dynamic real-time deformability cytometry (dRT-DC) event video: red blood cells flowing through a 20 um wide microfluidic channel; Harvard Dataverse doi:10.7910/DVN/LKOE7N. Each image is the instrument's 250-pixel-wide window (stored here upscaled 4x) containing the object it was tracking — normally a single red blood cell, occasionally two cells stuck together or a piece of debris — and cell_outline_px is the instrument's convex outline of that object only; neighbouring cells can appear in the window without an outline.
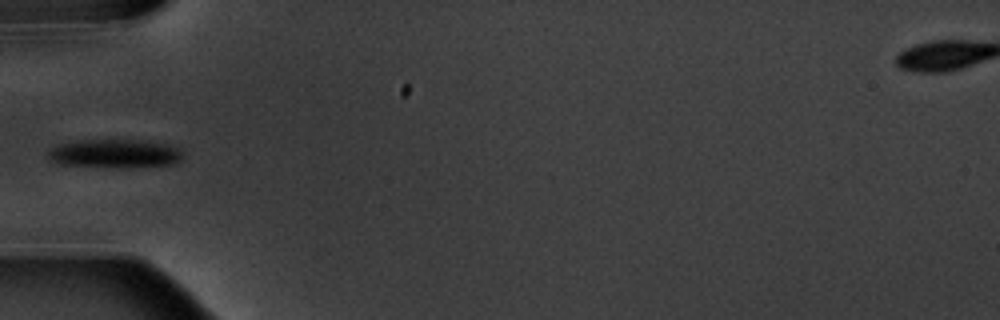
{"species": "common noctule bat (a hibernating species)", "species_latin": "Nyctalus noctula", "temperature_condition": "warm", "stored_images_in_passage": 7, "camera_frame_rate_fps": 3000, "um_per_image_px": 0.085, "animal": {"sex": "male", "body_mass_g": 20.1, "forearm_length_mm": 53.5}, "frame": {"image": 1, "passage_image": 7, "time_ms": 6.667, "image_size_px": [1000, 320], "cell_outline_px": [[184, 152], [180, 160], [176, 164], [128, 168], [116, 168], [56, 164], [48, 160], [48, 152], [52, 148], [60, 144], [84, 140], [148, 140], [168, 144]], "centroid_in_image_um": [9.78, 13.07], "position_along_channel_um": 75.2, "area_um2": 22.89}}